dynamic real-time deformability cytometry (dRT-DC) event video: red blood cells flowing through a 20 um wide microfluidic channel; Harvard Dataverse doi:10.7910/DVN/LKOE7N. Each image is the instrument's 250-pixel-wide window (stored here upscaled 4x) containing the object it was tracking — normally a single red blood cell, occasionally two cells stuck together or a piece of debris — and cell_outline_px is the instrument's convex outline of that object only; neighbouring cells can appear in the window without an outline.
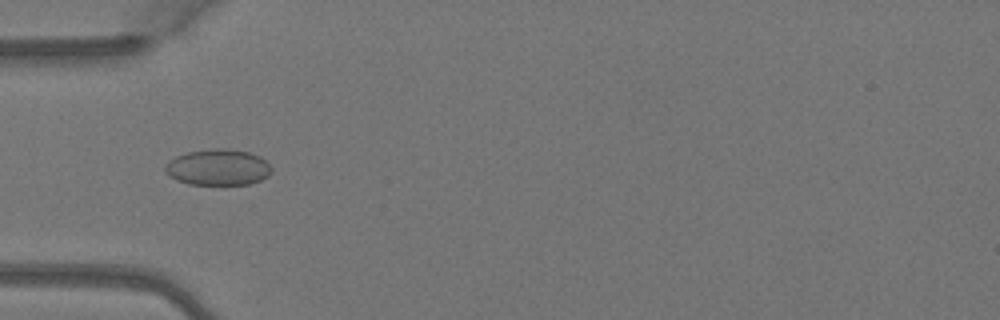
{"species": "Egyptian fruit bat (a non-hibernating species)", "species_latin": "Rousettus aegyptiacus", "temperature_condition": "warm", "stored_images_in_passage": 3, "camera_frame_rate_fps": 3000, "um_per_image_px": 0.085, "animal": {"sex": "female"}, "frame": {"image": 1, "passage_image": 3, "time_ms": 0.667, "image_size_px": [1000, 320], "cell_outline_px": [[272, 168], [268, 176], [260, 180], [248, 184], [188, 184], [176, 180], [164, 172], [164, 164], [168, 160], [176, 156], [188, 152], [212, 148], [224, 148], [248, 152], [260, 156]], "centroid_in_image_um": [18.49, 14.21], "position_along_channel_um": 66.5, "area_um2": 22.43}}